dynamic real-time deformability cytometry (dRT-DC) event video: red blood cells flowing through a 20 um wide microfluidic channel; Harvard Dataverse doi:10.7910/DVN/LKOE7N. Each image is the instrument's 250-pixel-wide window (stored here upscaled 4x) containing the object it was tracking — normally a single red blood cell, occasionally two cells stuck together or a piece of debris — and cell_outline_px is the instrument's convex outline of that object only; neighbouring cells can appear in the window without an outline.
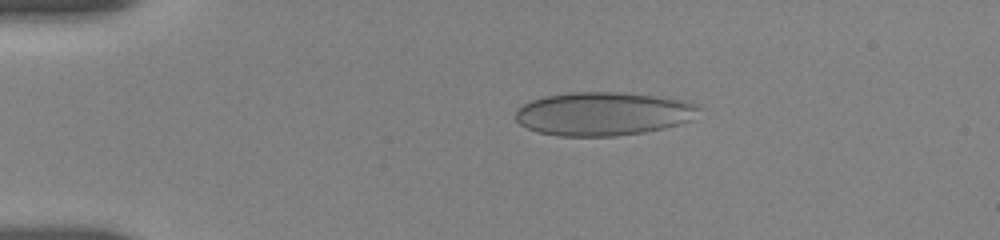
{"species": "human", "species_latin": "Homo sapiens", "temperature_condition": "room temperature", "stored_images_in_passage": 11, "camera_frame_rate_fps": 3000, "um_per_image_px": 0.085, "donor": {"sex": "female"}, "frame": {"image": 1, "passage_image": 5, "time_ms": 2.0, "image_size_px": [1000, 240], "cell_outline_px": [[700, 108], [692, 120], [680, 124], [664, 128], [644, 132], [616, 136], [556, 136], [540, 132], [528, 128], [520, 124], [516, 120], [516, 108], [532, 100], [544, 96], [576, 92], [612, 92], [656, 96], [684, 100]], "centroid_in_image_um": [51.25, 9.68], "position_along_channel_um": 33.7, "area_um2": 46.24}}
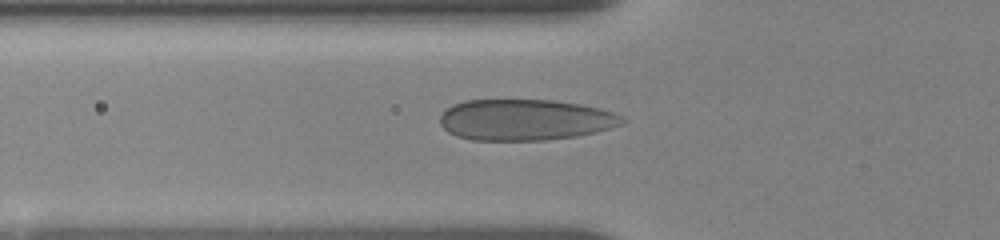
{"frame": {"image": 2, "passage_image": 10, "time_ms": 4.667, "image_size_px": [1000, 240], "cell_outline_px": [[628, 120], [620, 124], [596, 132], [576, 136], [544, 140], [472, 140], [456, 136], [448, 132], [440, 124], [440, 116], [452, 104], [464, 100], [552, 100], [580, 104], [600, 108], [612, 112]], "centroid_in_image_um": [44.61, 10.18], "position_along_channel_um": 81.2, "area_um2": 43.58}}